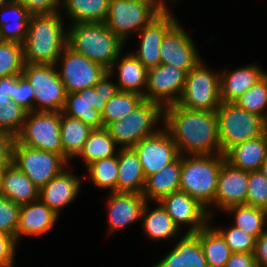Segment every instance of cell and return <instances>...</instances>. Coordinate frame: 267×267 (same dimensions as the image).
<instances>
[{
    "label": "cell",
    "mask_w": 267,
    "mask_h": 267,
    "mask_svg": "<svg viewBox=\"0 0 267 267\" xmlns=\"http://www.w3.org/2000/svg\"><path fill=\"white\" fill-rule=\"evenodd\" d=\"M161 124L180 155L223 154L216 111L191 110L173 104L164 107Z\"/></svg>",
    "instance_id": "6da1fadb"
},
{
    "label": "cell",
    "mask_w": 267,
    "mask_h": 267,
    "mask_svg": "<svg viewBox=\"0 0 267 267\" xmlns=\"http://www.w3.org/2000/svg\"><path fill=\"white\" fill-rule=\"evenodd\" d=\"M60 14L57 11L31 16L22 44L25 64H55L67 45V29Z\"/></svg>",
    "instance_id": "7a4b0ae2"
},
{
    "label": "cell",
    "mask_w": 267,
    "mask_h": 267,
    "mask_svg": "<svg viewBox=\"0 0 267 267\" xmlns=\"http://www.w3.org/2000/svg\"><path fill=\"white\" fill-rule=\"evenodd\" d=\"M225 161L223 154L181 155L179 191L187 193L203 205L211 222L214 210H210V205L214 203L220 169Z\"/></svg>",
    "instance_id": "3957f363"
},
{
    "label": "cell",
    "mask_w": 267,
    "mask_h": 267,
    "mask_svg": "<svg viewBox=\"0 0 267 267\" xmlns=\"http://www.w3.org/2000/svg\"><path fill=\"white\" fill-rule=\"evenodd\" d=\"M125 43L105 23H77L67 29V45L108 71Z\"/></svg>",
    "instance_id": "277c9868"
},
{
    "label": "cell",
    "mask_w": 267,
    "mask_h": 267,
    "mask_svg": "<svg viewBox=\"0 0 267 267\" xmlns=\"http://www.w3.org/2000/svg\"><path fill=\"white\" fill-rule=\"evenodd\" d=\"M216 114L223 155L233 146L264 134L266 120L241 109L235 102H221Z\"/></svg>",
    "instance_id": "5b68a950"
},
{
    "label": "cell",
    "mask_w": 267,
    "mask_h": 267,
    "mask_svg": "<svg viewBox=\"0 0 267 267\" xmlns=\"http://www.w3.org/2000/svg\"><path fill=\"white\" fill-rule=\"evenodd\" d=\"M163 110L160 104L143 100L128 115L110 123L106 129L119 148H133L160 130H156V125L159 121L163 122Z\"/></svg>",
    "instance_id": "8992f818"
},
{
    "label": "cell",
    "mask_w": 267,
    "mask_h": 267,
    "mask_svg": "<svg viewBox=\"0 0 267 267\" xmlns=\"http://www.w3.org/2000/svg\"><path fill=\"white\" fill-rule=\"evenodd\" d=\"M167 4H145L129 0H110L106 26L124 43L133 33L147 26L155 17L163 13ZM133 32V33H132Z\"/></svg>",
    "instance_id": "52a82bcc"
},
{
    "label": "cell",
    "mask_w": 267,
    "mask_h": 267,
    "mask_svg": "<svg viewBox=\"0 0 267 267\" xmlns=\"http://www.w3.org/2000/svg\"><path fill=\"white\" fill-rule=\"evenodd\" d=\"M204 63L202 60L186 74L184 89L177 102L179 106L191 110L216 111L221 104L220 74L210 70Z\"/></svg>",
    "instance_id": "ba28073f"
},
{
    "label": "cell",
    "mask_w": 267,
    "mask_h": 267,
    "mask_svg": "<svg viewBox=\"0 0 267 267\" xmlns=\"http://www.w3.org/2000/svg\"><path fill=\"white\" fill-rule=\"evenodd\" d=\"M22 74L34 89V111L62 112L67 93L55 65L25 64Z\"/></svg>",
    "instance_id": "9c48e42d"
},
{
    "label": "cell",
    "mask_w": 267,
    "mask_h": 267,
    "mask_svg": "<svg viewBox=\"0 0 267 267\" xmlns=\"http://www.w3.org/2000/svg\"><path fill=\"white\" fill-rule=\"evenodd\" d=\"M59 61V62H58ZM61 64L58 75L66 93H76L88 87L101 85L108 79V70L66 45L55 62Z\"/></svg>",
    "instance_id": "30bf717a"
},
{
    "label": "cell",
    "mask_w": 267,
    "mask_h": 267,
    "mask_svg": "<svg viewBox=\"0 0 267 267\" xmlns=\"http://www.w3.org/2000/svg\"><path fill=\"white\" fill-rule=\"evenodd\" d=\"M60 124L61 112H28L15 138L30 148L54 152L63 157Z\"/></svg>",
    "instance_id": "8fae6325"
},
{
    "label": "cell",
    "mask_w": 267,
    "mask_h": 267,
    "mask_svg": "<svg viewBox=\"0 0 267 267\" xmlns=\"http://www.w3.org/2000/svg\"><path fill=\"white\" fill-rule=\"evenodd\" d=\"M108 78L101 85L92 86L76 93H68L62 113L80 119L92 129L104 128L101 114L117 89Z\"/></svg>",
    "instance_id": "7c38bea8"
},
{
    "label": "cell",
    "mask_w": 267,
    "mask_h": 267,
    "mask_svg": "<svg viewBox=\"0 0 267 267\" xmlns=\"http://www.w3.org/2000/svg\"><path fill=\"white\" fill-rule=\"evenodd\" d=\"M12 164L40 190L66 169L69 163L60 154L30 148L16 140L13 146Z\"/></svg>",
    "instance_id": "4fadbf2b"
},
{
    "label": "cell",
    "mask_w": 267,
    "mask_h": 267,
    "mask_svg": "<svg viewBox=\"0 0 267 267\" xmlns=\"http://www.w3.org/2000/svg\"><path fill=\"white\" fill-rule=\"evenodd\" d=\"M186 74L183 70L164 64L149 69L144 100L158 103L163 108L177 104L184 89Z\"/></svg>",
    "instance_id": "5bb4252c"
},
{
    "label": "cell",
    "mask_w": 267,
    "mask_h": 267,
    "mask_svg": "<svg viewBox=\"0 0 267 267\" xmlns=\"http://www.w3.org/2000/svg\"><path fill=\"white\" fill-rule=\"evenodd\" d=\"M191 36L179 21L166 33L160 47V64L170 65L189 73L201 61Z\"/></svg>",
    "instance_id": "9a60e30c"
},
{
    "label": "cell",
    "mask_w": 267,
    "mask_h": 267,
    "mask_svg": "<svg viewBox=\"0 0 267 267\" xmlns=\"http://www.w3.org/2000/svg\"><path fill=\"white\" fill-rule=\"evenodd\" d=\"M133 149L138 155L145 178L162 170L180 155L176 144L164 128L141 140Z\"/></svg>",
    "instance_id": "2e32d148"
},
{
    "label": "cell",
    "mask_w": 267,
    "mask_h": 267,
    "mask_svg": "<svg viewBox=\"0 0 267 267\" xmlns=\"http://www.w3.org/2000/svg\"><path fill=\"white\" fill-rule=\"evenodd\" d=\"M177 22L176 16L167 8L138 32L140 45L132 54L148 70L160 65L162 40Z\"/></svg>",
    "instance_id": "e0dca14e"
},
{
    "label": "cell",
    "mask_w": 267,
    "mask_h": 267,
    "mask_svg": "<svg viewBox=\"0 0 267 267\" xmlns=\"http://www.w3.org/2000/svg\"><path fill=\"white\" fill-rule=\"evenodd\" d=\"M158 203L172 217L180 230L183 224L189 226L187 231L185 229L186 233H197L210 222L207 209L185 192H173Z\"/></svg>",
    "instance_id": "ac0fdd59"
},
{
    "label": "cell",
    "mask_w": 267,
    "mask_h": 267,
    "mask_svg": "<svg viewBox=\"0 0 267 267\" xmlns=\"http://www.w3.org/2000/svg\"><path fill=\"white\" fill-rule=\"evenodd\" d=\"M108 197L109 234L141 220L142 211L147 202L141 193L110 192Z\"/></svg>",
    "instance_id": "d6986e66"
},
{
    "label": "cell",
    "mask_w": 267,
    "mask_h": 267,
    "mask_svg": "<svg viewBox=\"0 0 267 267\" xmlns=\"http://www.w3.org/2000/svg\"><path fill=\"white\" fill-rule=\"evenodd\" d=\"M248 187V172L224 162L218 177V187L214 203L217 209L224 211L234 205H245Z\"/></svg>",
    "instance_id": "ffe728a7"
},
{
    "label": "cell",
    "mask_w": 267,
    "mask_h": 267,
    "mask_svg": "<svg viewBox=\"0 0 267 267\" xmlns=\"http://www.w3.org/2000/svg\"><path fill=\"white\" fill-rule=\"evenodd\" d=\"M81 183L79 176L64 169L40 189L39 199L59 215V211L79 195Z\"/></svg>",
    "instance_id": "44dd1931"
},
{
    "label": "cell",
    "mask_w": 267,
    "mask_h": 267,
    "mask_svg": "<svg viewBox=\"0 0 267 267\" xmlns=\"http://www.w3.org/2000/svg\"><path fill=\"white\" fill-rule=\"evenodd\" d=\"M59 215L40 199L21 205L16 241L21 236H38L47 233L58 220Z\"/></svg>",
    "instance_id": "7402d4cb"
},
{
    "label": "cell",
    "mask_w": 267,
    "mask_h": 267,
    "mask_svg": "<svg viewBox=\"0 0 267 267\" xmlns=\"http://www.w3.org/2000/svg\"><path fill=\"white\" fill-rule=\"evenodd\" d=\"M115 68L118 69L116 70L118 83L111 81V84L118 91L131 92L144 96L148 69L132 53H128L125 56L119 55L108 71V78L113 77Z\"/></svg>",
    "instance_id": "603a6c76"
},
{
    "label": "cell",
    "mask_w": 267,
    "mask_h": 267,
    "mask_svg": "<svg viewBox=\"0 0 267 267\" xmlns=\"http://www.w3.org/2000/svg\"><path fill=\"white\" fill-rule=\"evenodd\" d=\"M220 98L221 102H235L248 89L259 82L267 71L257 64L239 67L228 72L227 69L220 73Z\"/></svg>",
    "instance_id": "cb8c5ba5"
},
{
    "label": "cell",
    "mask_w": 267,
    "mask_h": 267,
    "mask_svg": "<svg viewBox=\"0 0 267 267\" xmlns=\"http://www.w3.org/2000/svg\"><path fill=\"white\" fill-rule=\"evenodd\" d=\"M181 237L173 249L153 267H211L207 265L199 235L184 233Z\"/></svg>",
    "instance_id": "d4e9b609"
},
{
    "label": "cell",
    "mask_w": 267,
    "mask_h": 267,
    "mask_svg": "<svg viewBox=\"0 0 267 267\" xmlns=\"http://www.w3.org/2000/svg\"><path fill=\"white\" fill-rule=\"evenodd\" d=\"M0 41L23 44L32 14L17 0L0 6Z\"/></svg>",
    "instance_id": "484cf974"
},
{
    "label": "cell",
    "mask_w": 267,
    "mask_h": 267,
    "mask_svg": "<svg viewBox=\"0 0 267 267\" xmlns=\"http://www.w3.org/2000/svg\"><path fill=\"white\" fill-rule=\"evenodd\" d=\"M226 162L246 172L259 171L267 159V139L261 135L252 140L239 143L225 154Z\"/></svg>",
    "instance_id": "4316f807"
},
{
    "label": "cell",
    "mask_w": 267,
    "mask_h": 267,
    "mask_svg": "<svg viewBox=\"0 0 267 267\" xmlns=\"http://www.w3.org/2000/svg\"><path fill=\"white\" fill-rule=\"evenodd\" d=\"M181 155L162 170L146 178L142 195L146 201L159 202L167 195L180 189Z\"/></svg>",
    "instance_id": "83f0119b"
},
{
    "label": "cell",
    "mask_w": 267,
    "mask_h": 267,
    "mask_svg": "<svg viewBox=\"0 0 267 267\" xmlns=\"http://www.w3.org/2000/svg\"><path fill=\"white\" fill-rule=\"evenodd\" d=\"M146 178L138 155L133 148L118 149L117 192L141 193Z\"/></svg>",
    "instance_id": "f1b7e54d"
},
{
    "label": "cell",
    "mask_w": 267,
    "mask_h": 267,
    "mask_svg": "<svg viewBox=\"0 0 267 267\" xmlns=\"http://www.w3.org/2000/svg\"><path fill=\"white\" fill-rule=\"evenodd\" d=\"M39 188L14 164L4 172L0 194L17 205H24L39 199Z\"/></svg>",
    "instance_id": "f546056e"
},
{
    "label": "cell",
    "mask_w": 267,
    "mask_h": 267,
    "mask_svg": "<svg viewBox=\"0 0 267 267\" xmlns=\"http://www.w3.org/2000/svg\"><path fill=\"white\" fill-rule=\"evenodd\" d=\"M157 204L159 206H156V208L152 210L149 209L150 207L148 206V201L144 205L141 217L142 228L150 240L160 241L174 238L179 235L180 231H183V229H179L172 217L160 203L157 202Z\"/></svg>",
    "instance_id": "4dcf8cb0"
},
{
    "label": "cell",
    "mask_w": 267,
    "mask_h": 267,
    "mask_svg": "<svg viewBox=\"0 0 267 267\" xmlns=\"http://www.w3.org/2000/svg\"><path fill=\"white\" fill-rule=\"evenodd\" d=\"M92 131L93 129L80 119L71 118L61 112L63 158L68 163L76 158Z\"/></svg>",
    "instance_id": "1f68e13d"
},
{
    "label": "cell",
    "mask_w": 267,
    "mask_h": 267,
    "mask_svg": "<svg viewBox=\"0 0 267 267\" xmlns=\"http://www.w3.org/2000/svg\"><path fill=\"white\" fill-rule=\"evenodd\" d=\"M110 0H63L66 15L77 23H105Z\"/></svg>",
    "instance_id": "d6a6232c"
},
{
    "label": "cell",
    "mask_w": 267,
    "mask_h": 267,
    "mask_svg": "<svg viewBox=\"0 0 267 267\" xmlns=\"http://www.w3.org/2000/svg\"><path fill=\"white\" fill-rule=\"evenodd\" d=\"M207 265L211 267H224L232 251L226 244L222 235L211 226L209 222L197 232Z\"/></svg>",
    "instance_id": "836d02e7"
},
{
    "label": "cell",
    "mask_w": 267,
    "mask_h": 267,
    "mask_svg": "<svg viewBox=\"0 0 267 267\" xmlns=\"http://www.w3.org/2000/svg\"><path fill=\"white\" fill-rule=\"evenodd\" d=\"M116 151L118 146L106 128L93 129L76 157L81 156L84 159L82 166L87 167L96 160L117 155Z\"/></svg>",
    "instance_id": "e575fe53"
},
{
    "label": "cell",
    "mask_w": 267,
    "mask_h": 267,
    "mask_svg": "<svg viewBox=\"0 0 267 267\" xmlns=\"http://www.w3.org/2000/svg\"><path fill=\"white\" fill-rule=\"evenodd\" d=\"M225 211L234 217L235 227L253 235L256 239L267 230L265 228L266 210L249 205H234L226 208Z\"/></svg>",
    "instance_id": "d590c367"
},
{
    "label": "cell",
    "mask_w": 267,
    "mask_h": 267,
    "mask_svg": "<svg viewBox=\"0 0 267 267\" xmlns=\"http://www.w3.org/2000/svg\"><path fill=\"white\" fill-rule=\"evenodd\" d=\"M88 174L96 187L110 189V192H117L118 178V151L117 155L96 160L87 167Z\"/></svg>",
    "instance_id": "8d00e7d4"
},
{
    "label": "cell",
    "mask_w": 267,
    "mask_h": 267,
    "mask_svg": "<svg viewBox=\"0 0 267 267\" xmlns=\"http://www.w3.org/2000/svg\"><path fill=\"white\" fill-rule=\"evenodd\" d=\"M144 100L142 95L116 91L112 98L105 105L104 111L101 114L104 128L110 123L122 119L128 115Z\"/></svg>",
    "instance_id": "74e56055"
},
{
    "label": "cell",
    "mask_w": 267,
    "mask_h": 267,
    "mask_svg": "<svg viewBox=\"0 0 267 267\" xmlns=\"http://www.w3.org/2000/svg\"><path fill=\"white\" fill-rule=\"evenodd\" d=\"M25 67L23 45L0 41V78L22 75Z\"/></svg>",
    "instance_id": "f35d334b"
},
{
    "label": "cell",
    "mask_w": 267,
    "mask_h": 267,
    "mask_svg": "<svg viewBox=\"0 0 267 267\" xmlns=\"http://www.w3.org/2000/svg\"><path fill=\"white\" fill-rule=\"evenodd\" d=\"M235 103L241 109L259 115L267 121V74L240 96Z\"/></svg>",
    "instance_id": "ab89813d"
},
{
    "label": "cell",
    "mask_w": 267,
    "mask_h": 267,
    "mask_svg": "<svg viewBox=\"0 0 267 267\" xmlns=\"http://www.w3.org/2000/svg\"><path fill=\"white\" fill-rule=\"evenodd\" d=\"M27 111L10 97H0V129L16 137L22 129Z\"/></svg>",
    "instance_id": "60d3db41"
},
{
    "label": "cell",
    "mask_w": 267,
    "mask_h": 267,
    "mask_svg": "<svg viewBox=\"0 0 267 267\" xmlns=\"http://www.w3.org/2000/svg\"><path fill=\"white\" fill-rule=\"evenodd\" d=\"M225 239L226 244L230 247L232 253H254L256 238L244 232L242 229L237 227L228 226L226 229L224 228H215Z\"/></svg>",
    "instance_id": "b9f144b4"
},
{
    "label": "cell",
    "mask_w": 267,
    "mask_h": 267,
    "mask_svg": "<svg viewBox=\"0 0 267 267\" xmlns=\"http://www.w3.org/2000/svg\"><path fill=\"white\" fill-rule=\"evenodd\" d=\"M267 211V179L261 171L248 172L246 204Z\"/></svg>",
    "instance_id": "7bdbcfd3"
},
{
    "label": "cell",
    "mask_w": 267,
    "mask_h": 267,
    "mask_svg": "<svg viewBox=\"0 0 267 267\" xmlns=\"http://www.w3.org/2000/svg\"><path fill=\"white\" fill-rule=\"evenodd\" d=\"M19 210L20 205L0 194V232L11 235L15 239L19 224Z\"/></svg>",
    "instance_id": "ee69618b"
},
{
    "label": "cell",
    "mask_w": 267,
    "mask_h": 267,
    "mask_svg": "<svg viewBox=\"0 0 267 267\" xmlns=\"http://www.w3.org/2000/svg\"><path fill=\"white\" fill-rule=\"evenodd\" d=\"M27 112L34 111V89L22 74L13 84V100Z\"/></svg>",
    "instance_id": "f6af8a7d"
},
{
    "label": "cell",
    "mask_w": 267,
    "mask_h": 267,
    "mask_svg": "<svg viewBox=\"0 0 267 267\" xmlns=\"http://www.w3.org/2000/svg\"><path fill=\"white\" fill-rule=\"evenodd\" d=\"M17 245L15 237L0 232V267H14Z\"/></svg>",
    "instance_id": "bcb514c9"
},
{
    "label": "cell",
    "mask_w": 267,
    "mask_h": 267,
    "mask_svg": "<svg viewBox=\"0 0 267 267\" xmlns=\"http://www.w3.org/2000/svg\"><path fill=\"white\" fill-rule=\"evenodd\" d=\"M32 15L34 14H50L60 11L63 0H17ZM59 9V10H58Z\"/></svg>",
    "instance_id": "7dc6e473"
},
{
    "label": "cell",
    "mask_w": 267,
    "mask_h": 267,
    "mask_svg": "<svg viewBox=\"0 0 267 267\" xmlns=\"http://www.w3.org/2000/svg\"><path fill=\"white\" fill-rule=\"evenodd\" d=\"M16 138L0 129V164H12L13 146Z\"/></svg>",
    "instance_id": "c3c4849f"
},
{
    "label": "cell",
    "mask_w": 267,
    "mask_h": 267,
    "mask_svg": "<svg viewBox=\"0 0 267 267\" xmlns=\"http://www.w3.org/2000/svg\"><path fill=\"white\" fill-rule=\"evenodd\" d=\"M224 267H258L254 253H232Z\"/></svg>",
    "instance_id": "681fc988"
},
{
    "label": "cell",
    "mask_w": 267,
    "mask_h": 267,
    "mask_svg": "<svg viewBox=\"0 0 267 267\" xmlns=\"http://www.w3.org/2000/svg\"><path fill=\"white\" fill-rule=\"evenodd\" d=\"M254 256L258 267H267V230L256 239Z\"/></svg>",
    "instance_id": "f907efd6"
},
{
    "label": "cell",
    "mask_w": 267,
    "mask_h": 267,
    "mask_svg": "<svg viewBox=\"0 0 267 267\" xmlns=\"http://www.w3.org/2000/svg\"><path fill=\"white\" fill-rule=\"evenodd\" d=\"M20 75H11L0 78V97H10L13 100V84Z\"/></svg>",
    "instance_id": "816d5d0a"
},
{
    "label": "cell",
    "mask_w": 267,
    "mask_h": 267,
    "mask_svg": "<svg viewBox=\"0 0 267 267\" xmlns=\"http://www.w3.org/2000/svg\"><path fill=\"white\" fill-rule=\"evenodd\" d=\"M129 1L145 3V4H167L163 0H129Z\"/></svg>",
    "instance_id": "f5cc1de1"
},
{
    "label": "cell",
    "mask_w": 267,
    "mask_h": 267,
    "mask_svg": "<svg viewBox=\"0 0 267 267\" xmlns=\"http://www.w3.org/2000/svg\"><path fill=\"white\" fill-rule=\"evenodd\" d=\"M10 165L11 164H0V187H1V182H2L4 172H5L6 168Z\"/></svg>",
    "instance_id": "db71d44e"
},
{
    "label": "cell",
    "mask_w": 267,
    "mask_h": 267,
    "mask_svg": "<svg viewBox=\"0 0 267 267\" xmlns=\"http://www.w3.org/2000/svg\"><path fill=\"white\" fill-rule=\"evenodd\" d=\"M261 173L265 176V178L267 179V159L266 161L262 164L261 168H260Z\"/></svg>",
    "instance_id": "11a10c76"
},
{
    "label": "cell",
    "mask_w": 267,
    "mask_h": 267,
    "mask_svg": "<svg viewBox=\"0 0 267 267\" xmlns=\"http://www.w3.org/2000/svg\"><path fill=\"white\" fill-rule=\"evenodd\" d=\"M11 0H0V6H3L4 4H7Z\"/></svg>",
    "instance_id": "9f6ffc18"
},
{
    "label": "cell",
    "mask_w": 267,
    "mask_h": 267,
    "mask_svg": "<svg viewBox=\"0 0 267 267\" xmlns=\"http://www.w3.org/2000/svg\"><path fill=\"white\" fill-rule=\"evenodd\" d=\"M264 135H265V137L267 139V121H266L265 128H264Z\"/></svg>",
    "instance_id": "6f0895ef"
},
{
    "label": "cell",
    "mask_w": 267,
    "mask_h": 267,
    "mask_svg": "<svg viewBox=\"0 0 267 267\" xmlns=\"http://www.w3.org/2000/svg\"><path fill=\"white\" fill-rule=\"evenodd\" d=\"M165 3H168V2H166V0H163ZM170 1V0H169ZM172 2H175L176 0H171Z\"/></svg>",
    "instance_id": "680465c9"
}]
</instances>
